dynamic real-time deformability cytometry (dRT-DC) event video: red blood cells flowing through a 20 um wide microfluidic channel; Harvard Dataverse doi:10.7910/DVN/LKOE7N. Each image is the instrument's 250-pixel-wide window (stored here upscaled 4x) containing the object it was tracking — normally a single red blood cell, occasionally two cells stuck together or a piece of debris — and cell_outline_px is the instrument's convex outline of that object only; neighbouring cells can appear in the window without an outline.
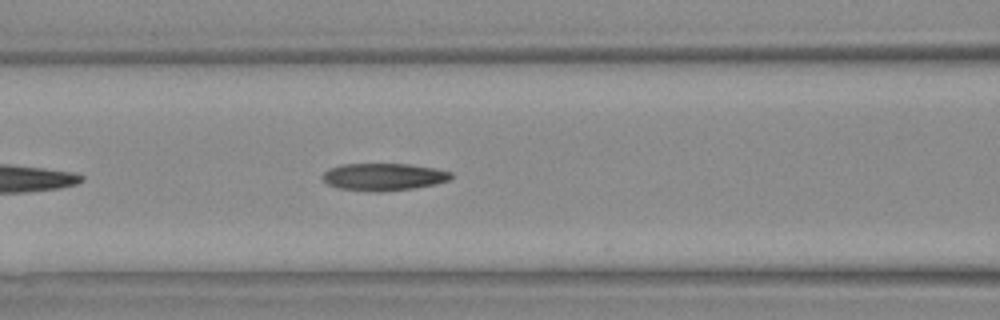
{"species": "Egyptian fruit bat (a non-hibernating species)", "species_latin": "Rousettus aegyptiacus", "temperature_condition": "warm", "stored_images_in_passage": 25, "camera_frame_rate_fps": 3000, "um_per_image_px": 0.085, "animal": {"sex": "female"}, "frame": {"image": 1, "passage_image": 15, "time_ms": 4.667, "image_size_px": [1000, 320], "cell_outline_px": [[452, 176], [448, 180], [436, 184], [412, 188], [376, 192], [340, 188], [328, 184], [320, 176], [328, 168], [344, 164], [408, 164], [432, 168], [452, 172]], "centroid_in_image_um": [32.57, 15.03], "position_along_channel_um": 134.0, "area_um2": 20.23}}